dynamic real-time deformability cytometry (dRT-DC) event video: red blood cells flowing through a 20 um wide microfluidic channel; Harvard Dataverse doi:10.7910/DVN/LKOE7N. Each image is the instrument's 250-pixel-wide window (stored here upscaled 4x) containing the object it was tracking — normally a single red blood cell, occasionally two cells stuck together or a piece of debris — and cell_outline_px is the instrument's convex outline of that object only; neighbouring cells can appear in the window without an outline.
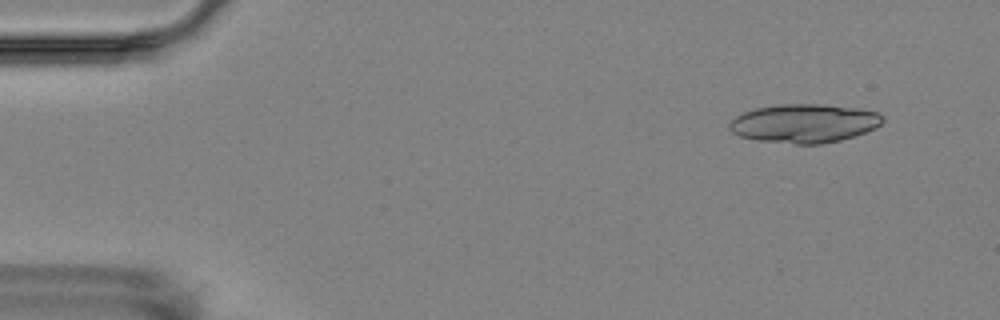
{"species": "Egyptian fruit bat (a non-hibernating species)", "species_latin": "Rousettus aegyptiacus", "temperature_condition": "room temperature", "stored_images_in_passage": 9, "segment_of_instrument_passage": [1, 2], "camera_frame_rate_fps": 3000, "um_per_image_px": 0.085, "animal": {"sex": "female"}, "frame": {"image": 1, "passage_image": 2, "time_ms": 1.0, "image_size_px": [1000, 320], "cell_outline_px": [[884, 120], [876, 128], [840, 140], [824, 144], [796, 144], [756, 140], [740, 136], [732, 132], [728, 124], [736, 116], [744, 112], [756, 108], [780, 104], [824, 104], [860, 108], [880, 112], [884, 116]], "centroid_in_image_um": [68.39, 10.48], "position_along_channel_um": 16.6, "area_um2": 34.74}}